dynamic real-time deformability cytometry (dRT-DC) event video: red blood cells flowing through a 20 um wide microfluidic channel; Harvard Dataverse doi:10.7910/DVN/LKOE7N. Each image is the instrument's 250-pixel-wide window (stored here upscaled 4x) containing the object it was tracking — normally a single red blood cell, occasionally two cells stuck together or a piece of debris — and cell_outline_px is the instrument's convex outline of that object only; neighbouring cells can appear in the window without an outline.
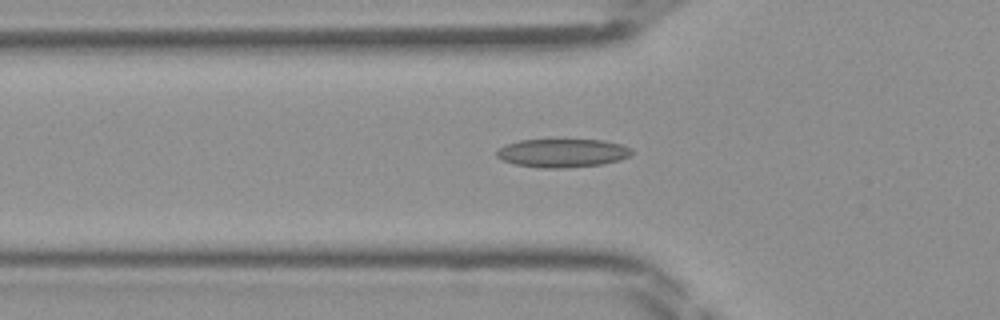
{"species": "Egyptian fruit bat (a non-hibernating species)", "species_latin": "Rousettus aegyptiacus", "temperature_condition": "room temperature", "stored_images_in_passage": 33, "camera_frame_rate_fps": 3000, "um_per_image_px": 0.085, "frame": {"image": 1, "passage_image": 3, "time_ms": 0.667, "image_size_px": [1000, 320], "cell_outline_px": [[632, 152], [628, 156], [620, 160], [604, 164], [564, 168], [536, 168], [516, 164], [504, 160], [496, 156], [496, 152], [500, 148], [508, 144], [520, 140], [604, 140], [624, 144], [632, 148]], "centroid_in_image_um": [47.86, 13.01], "position_along_channel_um": 77.9, "area_um2": 22.43}}
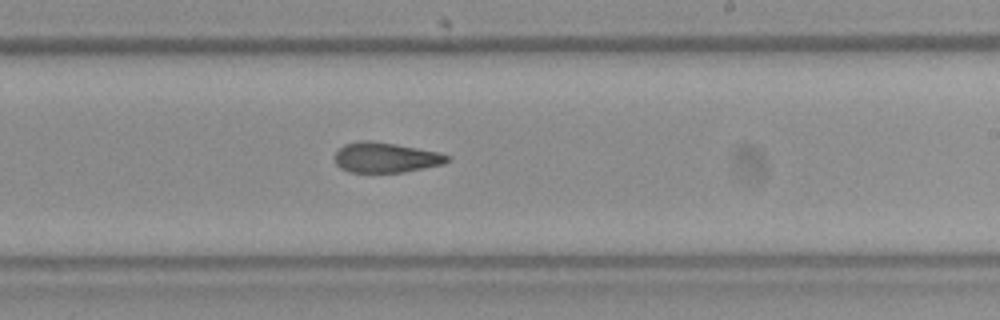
{"frame": {"image": 2, "passage_image": 15, "time_ms": 4.667, "image_size_px": [1000, 320], "cell_outline_px": [[452, 160], [444, 164], [404, 172], [348, 172], [340, 168], [336, 164], [332, 156], [344, 144], [360, 140], [372, 140], [396, 144], [440, 152], [452, 156]], "centroid_in_image_um": [32.8, 13.38], "position_along_channel_um": 256.2, "area_um2": 20.17}}
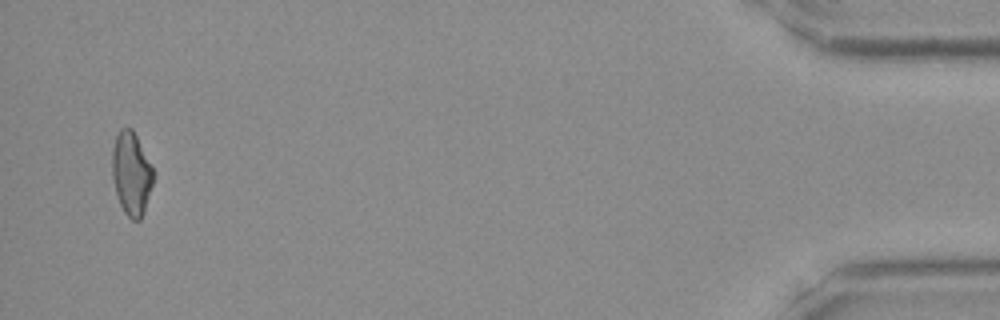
{"frame": {"image": 3, "passage_image": 32, "time_ms": 10.333, "image_size_px": [1000, 320], "cell_outline_px": [[152, 184], [144, 212], [140, 220], [132, 220], [124, 212], [120, 204], [116, 192], [112, 176], [112, 148], [116, 136], [120, 128], [132, 128], [152, 168]], "centroid_in_image_um": [11.14, 14.76], "position_along_channel_um": 424.1, "area_um2": 19.54}}